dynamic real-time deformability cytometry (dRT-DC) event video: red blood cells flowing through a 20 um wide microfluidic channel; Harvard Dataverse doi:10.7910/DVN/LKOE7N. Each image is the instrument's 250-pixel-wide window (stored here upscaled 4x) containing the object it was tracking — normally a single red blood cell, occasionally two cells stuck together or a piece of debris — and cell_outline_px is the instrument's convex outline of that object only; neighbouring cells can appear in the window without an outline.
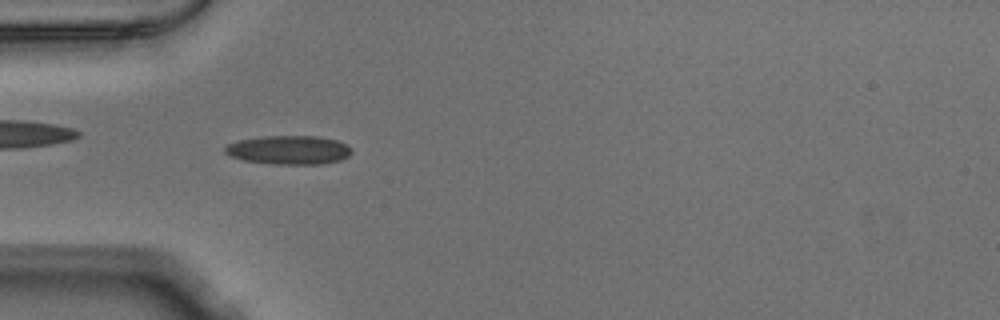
{"species": "Egyptian fruit bat (a non-hibernating species)", "species_latin": "Rousettus aegyptiacus", "temperature_condition": "warm", "stored_images_in_passage": 52, "camera_frame_rate_fps": 3000, "um_per_image_px": 0.085, "animal": {"sex": "male"}, "frame": {"image": 1, "passage_image": 16, "time_ms": 5.0, "image_size_px": [1000, 320], "cell_outline_px": [[352, 152], [348, 156], [340, 160], [324, 164], [272, 164], [244, 160], [232, 156], [224, 152], [224, 148], [228, 144], [240, 140], [264, 136], [320, 136], [336, 140], [348, 144], [352, 148]], "centroid_in_image_um": [24.6, 12.74], "position_along_channel_um": 60.4, "area_um2": 21.33}}
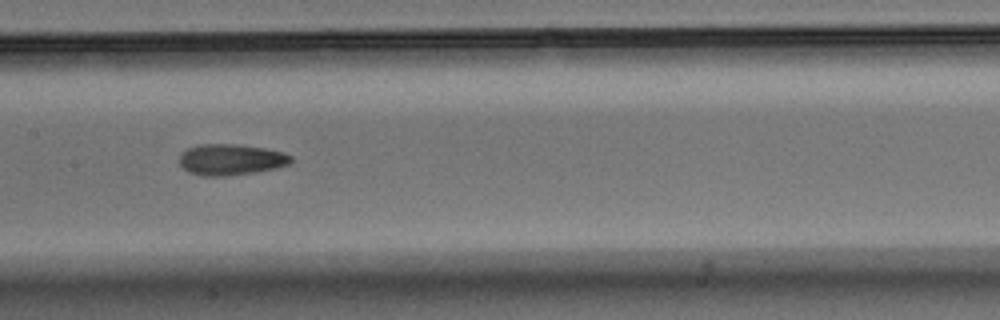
{"frame": {"image": 2, "passage_image": 26, "time_ms": 8.333, "image_size_px": [1000, 320], "cell_outline_px": [[292, 160], [288, 164], [276, 168], [256, 172], [228, 176], [200, 176], [188, 172], [180, 164], [180, 156], [188, 148], [200, 144], [236, 144], [264, 148], [284, 152], [292, 156]], "centroid_in_image_um": [19.64, 13.57], "position_along_channel_um": 187.8, "area_um2": 20.23}}
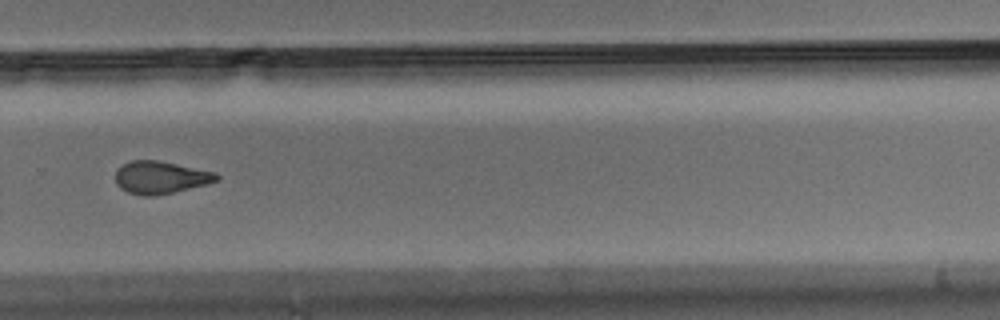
{"frame": {"image": 3, "passage_image": 36, "time_ms": 11.667, "image_size_px": [1000, 320], "cell_outline_px": [[220, 180], [208, 184], [156, 196], [144, 196], [128, 192], [120, 188], [116, 184], [116, 168], [132, 160], [156, 160], [216, 172], [220, 176]], "centroid_in_image_um": [13.66, 15.09], "position_along_channel_um": 316.1, "area_um2": 19.25}}